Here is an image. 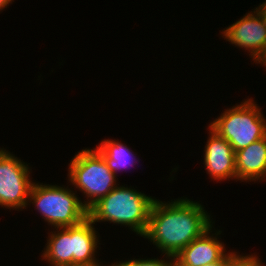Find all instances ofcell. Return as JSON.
<instances>
[{"label":"cell","instance_id":"1","mask_svg":"<svg viewBox=\"0 0 266 266\" xmlns=\"http://www.w3.org/2000/svg\"><path fill=\"white\" fill-rule=\"evenodd\" d=\"M204 208L199 201L194 202L184 197L167 203L155 199L143 237L150 240L162 252L163 257H175L211 226L214 228L211 215Z\"/></svg>","mask_w":266,"mask_h":266},{"label":"cell","instance_id":"2","mask_svg":"<svg viewBox=\"0 0 266 266\" xmlns=\"http://www.w3.org/2000/svg\"><path fill=\"white\" fill-rule=\"evenodd\" d=\"M155 199L135 188L116 186L88 209V218L94 224L109 221L128 226L138 236L143 237L148 228L149 213Z\"/></svg>","mask_w":266,"mask_h":266},{"label":"cell","instance_id":"3","mask_svg":"<svg viewBox=\"0 0 266 266\" xmlns=\"http://www.w3.org/2000/svg\"><path fill=\"white\" fill-rule=\"evenodd\" d=\"M68 188L34 182L28 205L32 202L34 208L52 228L77 225L88 217V209L76 194L77 191Z\"/></svg>","mask_w":266,"mask_h":266},{"label":"cell","instance_id":"4","mask_svg":"<svg viewBox=\"0 0 266 266\" xmlns=\"http://www.w3.org/2000/svg\"><path fill=\"white\" fill-rule=\"evenodd\" d=\"M254 100L226 109L209 126L226 139L236 152L266 137V119Z\"/></svg>","mask_w":266,"mask_h":266},{"label":"cell","instance_id":"5","mask_svg":"<svg viewBox=\"0 0 266 266\" xmlns=\"http://www.w3.org/2000/svg\"><path fill=\"white\" fill-rule=\"evenodd\" d=\"M68 169V181L86 195L83 205L87 209L119 185L116 183L117 175L110 171L95 149L79 151L70 161Z\"/></svg>","mask_w":266,"mask_h":266},{"label":"cell","instance_id":"6","mask_svg":"<svg viewBox=\"0 0 266 266\" xmlns=\"http://www.w3.org/2000/svg\"><path fill=\"white\" fill-rule=\"evenodd\" d=\"M30 167L10 151L0 148V206L26 209L33 181Z\"/></svg>","mask_w":266,"mask_h":266},{"label":"cell","instance_id":"7","mask_svg":"<svg viewBox=\"0 0 266 266\" xmlns=\"http://www.w3.org/2000/svg\"><path fill=\"white\" fill-rule=\"evenodd\" d=\"M221 35L235 47L247 50L255 64L266 63V14L259 7L222 30Z\"/></svg>","mask_w":266,"mask_h":266},{"label":"cell","instance_id":"8","mask_svg":"<svg viewBox=\"0 0 266 266\" xmlns=\"http://www.w3.org/2000/svg\"><path fill=\"white\" fill-rule=\"evenodd\" d=\"M204 149V167L215 181L236 180V157L232 145L210 126Z\"/></svg>","mask_w":266,"mask_h":266},{"label":"cell","instance_id":"9","mask_svg":"<svg viewBox=\"0 0 266 266\" xmlns=\"http://www.w3.org/2000/svg\"><path fill=\"white\" fill-rule=\"evenodd\" d=\"M211 230L212 226L184 247L174 257V263L178 266H205L219 262L227 254V251L224 243L217 238L222 231H215L210 235Z\"/></svg>","mask_w":266,"mask_h":266},{"label":"cell","instance_id":"10","mask_svg":"<svg viewBox=\"0 0 266 266\" xmlns=\"http://www.w3.org/2000/svg\"><path fill=\"white\" fill-rule=\"evenodd\" d=\"M236 181L251 182L266 178V137L235 152ZM238 179V180H237Z\"/></svg>","mask_w":266,"mask_h":266},{"label":"cell","instance_id":"11","mask_svg":"<svg viewBox=\"0 0 266 266\" xmlns=\"http://www.w3.org/2000/svg\"><path fill=\"white\" fill-rule=\"evenodd\" d=\"M97 233L94 223L88 217L71 226L73 266H103L95 257L100 244Z\"/></svg>","mask_w":266,"mask_h":266},{"label":"cell","instance_id":"12","mask_svg":"<svg viewBox=\"0 0 266 266\" xmlns=\"http://www.w3.org/2000/svg\"><path fill=\"white\" fill-rule=\"evenodd\" d=\"M54 229L55 231L48 233L42 259L49 262V266H73L71 226Z\"/></svg>","mask_w":266,"mask_h":266},{"label":"cell","instance_id":"13","mask_svg":"<svg viewBox=\"0 0 266 266\" xmlns=\"http://www.w3.org/2000/svg\"><path fill=\"white\" fill-rule=\"evenodd\" d=\"M104 159L107 167L115 175L117 172L128 169L138 161L134 152L117 140L104 139L94 148ZM133 152V153H132ZM136 160V161H135Z\"/></svg>","mask_w":266,"mask_h":266},{"label":"cell","instance_id":"14","mask_svg":"<svg viewBox=\"0 0 266 266\" xmlns=\"http://www.w3.org/2000/svg\"><path fill=\"white\" fill-rule=\"evenodd\" d=\"M223 266H265L256 254L240 255L238 252H228L224 256Z\"/></svg>","mask_w":266,"mask_h":266},{"label":"cell","instance_id":"15","mask_svg":"<svg viewBox=\"0 0 266 266\" xmlns=\"http://www.w3.org/2000/svg\"><path fill=\"white\" fill-rule=\"evenodd\" d=\"M166 260L163 259H158V258H154V259H131V260H126L124 261H118L115 262L114 264L112 263L111 265L108 266H171L172 263L174 262V257L166 255L165 256ZM169 259V260H168Z\"/></svg>","mask_w":266,"mask_h":266},{"label":"cell","instance_id":"16","mask_svg":"<svg viewBox=\"0 0 266 266\" xmlns=\"http://www.w3.org/2000/svg\"><path fill=\"white\" fill-rule=\"evenodd\" d=\"M12 2H14V0H0V11L7 8V6L12 4Z\"/></svg>","mask_w":266,"mask_h":266},{"label":"cell","instance_id":"17","mask_svg":"<svg viewBox=\"0 0 266 266\" xmlns=\"http://www.w3.org/2000/svg\"><path fill=\"white\" fill-rule=\"evenodd\" d=\"M223 264H224V257L219 262H214L211 264H207L205 266H223Z\"/></svg>","mask_w":266,"mask_h":266},{"label":"cell","instance_id":"18","mask_svg":"<svg viewBox=\"0 0 266 266\" xmlns=\"http://www.w3.org/2000/svg\"><path fill=\"white\" fill-rule=\"evenodd\" d=\"M259 8L266 14V0L259 5Z\"/></svg>","mask_w":266,"mask_h":266},{"label":"cell","instance_id":"19","mask_svg":"<svg viewBox=\"0 0 266 266\" xmlns=\"http://www.w3.org/2000/svg\"><path fill=\"white\" fill-rule=\"evenodd\" d=\"M171 266H178V265H177L176 263L173 262Z\"/></svg>","mask_w":266,"mask_h":266}]
</instances>
